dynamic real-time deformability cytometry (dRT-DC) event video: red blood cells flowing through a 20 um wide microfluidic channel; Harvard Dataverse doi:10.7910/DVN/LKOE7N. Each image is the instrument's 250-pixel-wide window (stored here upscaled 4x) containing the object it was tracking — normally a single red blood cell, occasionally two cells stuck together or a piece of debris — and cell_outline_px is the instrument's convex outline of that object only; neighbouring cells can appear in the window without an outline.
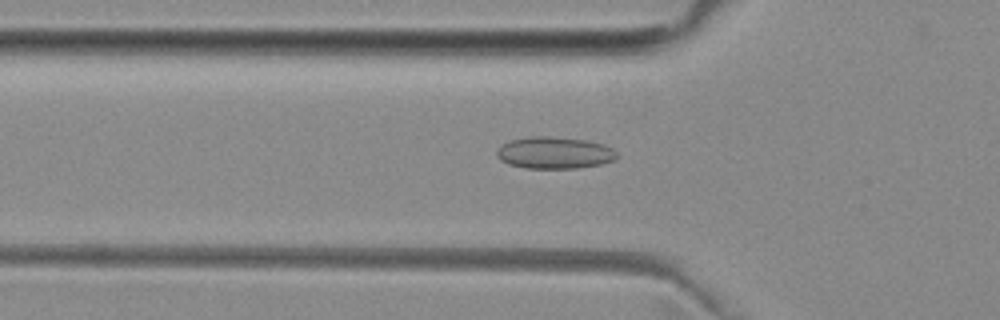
{"species": "common noctule bat (a hibernating species)", "species_latin": "Nyctalus noctula", "temperature_condition": "room temperature", "stored_images_in_passage": 50, "camera_frame_rate_fps": 3000, "um_per_image_px": 0.085, "animal": {"sex": "female", "body_mass_g": 29.2, "forearm_length_mm": 56.3}, "frame": {"image": 1, "passage_image": 16, "time_ms": 5.0, "image_size_px": [1000, 320], "cell_outline_px": [[616, 160], [600, 164], [576, 168], [524, 168], [508, 164], [500, 160], [496, 156], [496, 152], [508, 140], [532, 136], [548, 136], [584, 140], [604, 144], [612, 148], [616, 152]], "centroid_in_image_um": [47.11, 12.99], "position_along_channel_um": 78.7, "area_um2": 22.25}}
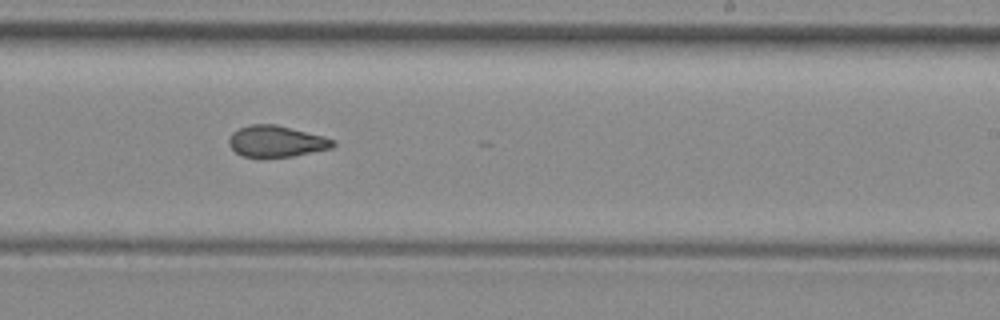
{"frame": {"image": 2, "passage_image": 30, "time_ms": 9.667, "image_size_px": [1000, 320], "cell_outline_px": [[336, 144], [332, 148], [292, 156], [240, 156], [228, 144], [228, 140], [232, 132], [248, 124], [272, 124], [324, 136], [336, 140]], "centroid_in_image_um": [23.48, 12.0], "position_along_channel_um": 265.5, "area_um2": 18.73}}
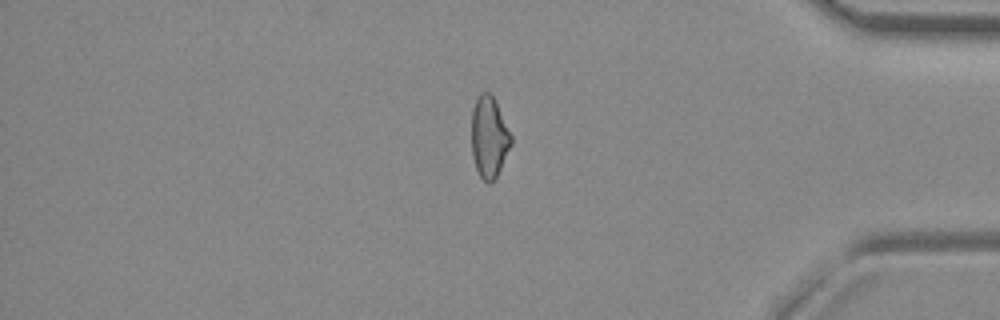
{"frame": {"image": 3, "passage_image": 42, "time_ms": 13.667, "image_size_px": [1000, 320], "cell_outline_px": [[512, 144], [496, 176], [488, 184], [480, 176], [476, 168], [472, 156], [472, 108], [480, 92], [488, 92], [492, 96], [512, 136]], "centroid_in_image_um": [41.56, 11.66], "position_along_channel_um": 393.6, "area_um2": 18.38}, "authors_computed_cell_mechanics": {"area_um2": 19.7387, "velocity_mm_per_s": 3.9983, "shape_relaxation_time_tau1_ms": null, "shape_relaxation_time_tau2_ms": 5.7372, "deformation_change_tau1": null, "deformation_change_tau2": 0.1194}}